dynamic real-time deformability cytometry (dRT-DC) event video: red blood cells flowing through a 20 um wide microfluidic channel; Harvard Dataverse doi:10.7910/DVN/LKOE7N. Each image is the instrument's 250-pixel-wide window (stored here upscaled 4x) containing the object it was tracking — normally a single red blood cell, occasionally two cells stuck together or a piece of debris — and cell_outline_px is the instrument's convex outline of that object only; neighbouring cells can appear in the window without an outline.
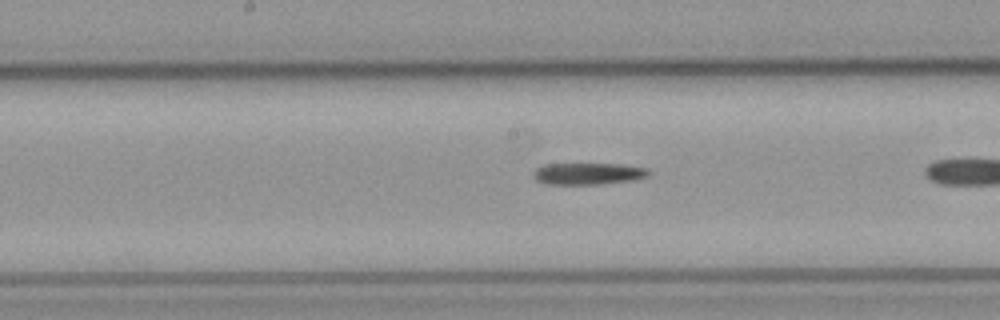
{"species": "common noctule bat (a hibernating species)", "species_latin": "Nyctalus noctula", "temperature_condition": "cold", "stored_images_in_passage": 40, "segment_of_instrument_passage": [2, 2], "camera_frame_rate_fps": 3000, "um_per_image_px": 0.085, "animal": {"sex": "male", "body_mass_g": 23.1, "forearm_length_mm": 52.7}, "frame": {"image": 1, "passage_image": 25, "time_ms": 8.0, "image_size_px": [1000, 320], "cell_outline_px": [[652, 172], [648, 176], [632, 180], [600, 184], [548, 184], [536, 180], [532, 176], [532, 172], [536, 168], [544, 164], [620, 164], [648, 168]], "centroid_in_image_um": [49.98, 14.76], "position_along_channel_um": 198.2, "area_um2": 14.68}}
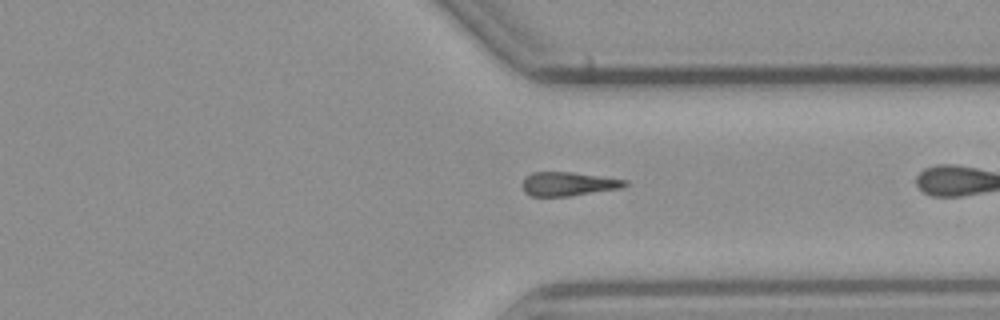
{"frame": {"image": 2, "passage_image": 38, "time_ms": 12.333, "image_size_px": [1000, 320], "cell_outline_px": [[628, 184], [624, 188], [568, 196], [532, 196], [524, 192], [520, 184], [524, 176], [532, 172], [572, 172], [628, 180]], "centroid_in_image_um": [48.28, 15.63], "position_along_channel_um": 363.1, "area_um2": 14.51}}